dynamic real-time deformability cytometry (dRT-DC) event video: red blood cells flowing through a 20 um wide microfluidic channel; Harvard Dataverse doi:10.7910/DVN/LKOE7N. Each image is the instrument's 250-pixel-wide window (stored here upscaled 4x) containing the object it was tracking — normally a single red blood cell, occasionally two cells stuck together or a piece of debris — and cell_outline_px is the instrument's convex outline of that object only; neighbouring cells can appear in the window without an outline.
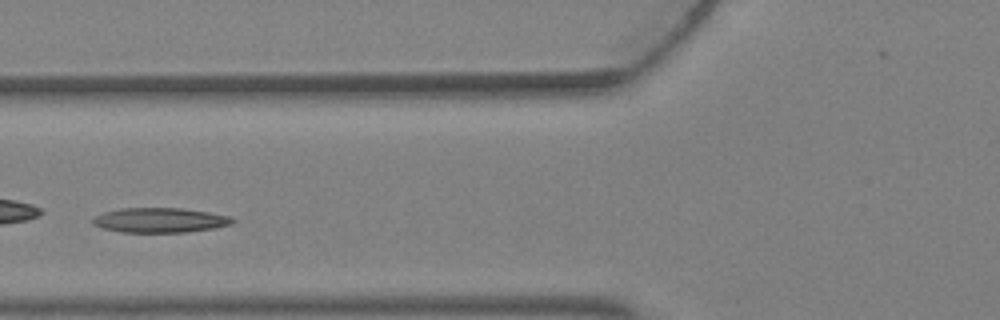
{"species": "Egyptian fruit bat (a non-hibernating species)", "species_latin": "Rousettus aegyptiacus", "temperature_condition": "warm", "stored_images_in_passage": 5, "camera_frame_rate_fps": 3000, "um_per_image_px": 0.085, "animal": {"sex": "female"}, "frame": {"image": 1, "passage_image": 5, "time_ms": 1.333, "image_size_px": [1000, 320], "cell_outline_px": [[236, 220], [232, 224], [216, 228], [188, 232], [120, 232], [100, 228], [92, 224], [92, 220], [96, 216], [104, 212], [120, 208], [180, 208], [208, 212], [232, 216]], "centroid_in_image_um": [13.61, 18.72], "position_along_channel_um": 112.2, "area_um2": 20.35}}